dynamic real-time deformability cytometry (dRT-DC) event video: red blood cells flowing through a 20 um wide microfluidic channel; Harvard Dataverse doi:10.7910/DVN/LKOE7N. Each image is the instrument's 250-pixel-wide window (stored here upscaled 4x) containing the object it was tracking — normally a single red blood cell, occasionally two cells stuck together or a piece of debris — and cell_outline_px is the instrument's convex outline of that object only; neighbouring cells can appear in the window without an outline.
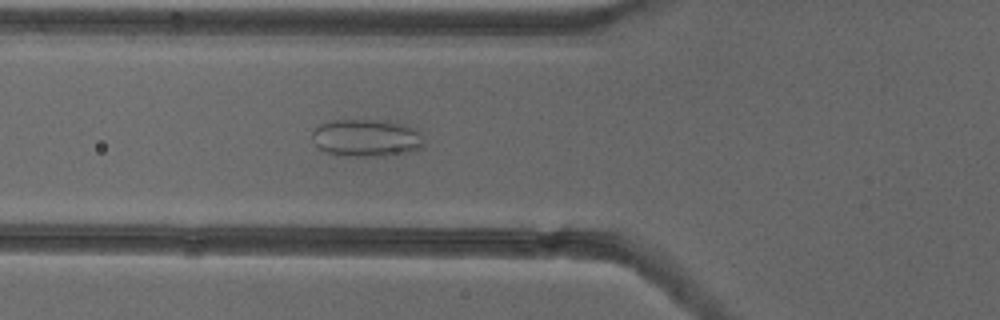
{"species": "common noctule bat (a hibernating species)", "species_latin": "Nyctalus noctula", "temperature_condition": "cold", "stored_images_in_passage": 53, "camera_frame_rate_fps": 3000, "um_per_image_px": 0.085, "animal": {"sex": "female"}, "frame": {"image": 1, "passage_image": 20, "time_ms": 6.333, "image_size_px": [1000, 320], "cell_outline_px": [[424, 148], [408, 152], [384, 156], [336, 156], [324, 152], [312, 140], [312, 132], [320, 124], [332, 120], [388, 120], [404, 124], [420, 132], [424, 136]], "centroid_in_image_um": [31.17, 11.73], "position_along_channel_um": 94.6, "area_um2": 24.85}}
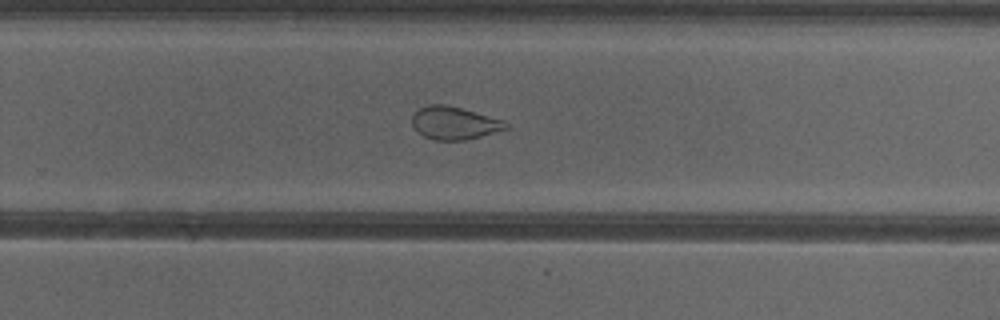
{"frame": {"image": 2, "passage_image": 35, "time_ms": 11.333, "image_size_px": [1000, 320], "cell_outline_px": [[508, 128], [480, 136], [464, 140], [436, 140], [424, 136], [412, 124], [412, 116], [420, 108], [428, 104], [444, 104], [460, 108], [504, 120], [508, 124]], "centroid_in_image_um": [38.61, 10.45], "position_along_channel_um": 291.2, "area_um2": 17.57}}
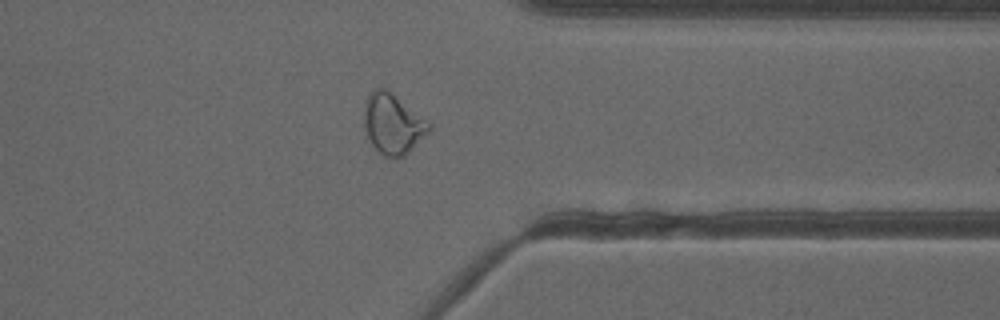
{"frame": {"image": 3, "passage_image": 42, "time_ms": 13.667, "image_size_px": [1000, 320], "cell_outline_px": [[432, 128], [404, 156], [396, 160], [384, 156], [364, 136], [364, 100], [372, 88], [384, 88], [424, 120]], "centroid_in_image_um": [33.29, 10.57], "position_along_channel_um": 378.1, "area_um2": 22.37}, "authors_computed_cell_mechanics": {"area_um2": 24.854, "velocity_mm_per_s": 3.9196, "shape_relaxation_time_tau1_ms": null, "shape_relaxation_time_tau2_ms": 1.1737, "deformation_change_tau1": null, "deformation_change_tau2": 0.0738}}